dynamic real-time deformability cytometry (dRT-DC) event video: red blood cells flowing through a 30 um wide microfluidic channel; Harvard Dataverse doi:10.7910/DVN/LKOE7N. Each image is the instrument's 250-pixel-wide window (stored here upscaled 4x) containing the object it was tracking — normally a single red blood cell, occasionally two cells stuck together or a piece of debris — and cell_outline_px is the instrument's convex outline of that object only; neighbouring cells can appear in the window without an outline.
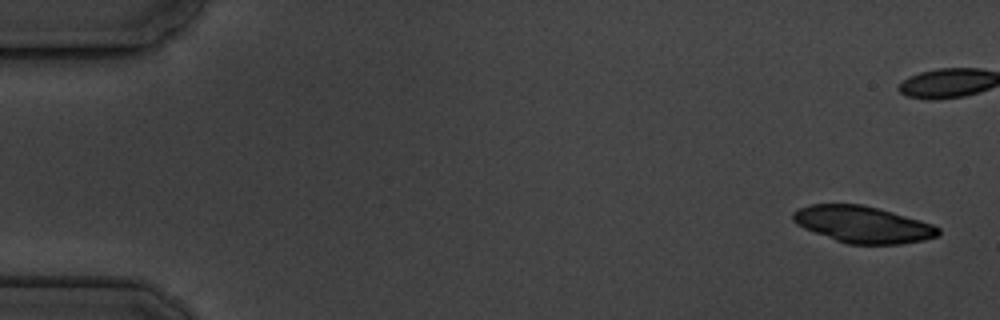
{"species": "common noctule bat (a hibernating species)", "species_latin": "Nyctalus noctula", "temperature_condition": "cold", "stored_images_in_passage": 8, "camera_frame_rate_fps": 3000, "um_per_image_px": 0.085, "animal": {"sex": "male", "body_mass_g": 19.5, "forearm_length_mm": 54.6}, "frame": {"image": 1, "passage_image": 1, "time_ms": 0.0, "image_size_px": [1000, 320], "cell_outline_px": [[940, 232], [936, 236], [924, 240], [900, 244], [848, 244], [836, 240], [804, 228], [796, 224], [792, 220], [792, 212], [800, 208], [812, 204], [860, 204], [892, 212], [920, 220], [932, 224], [940, 228]], "centroid_in_image_um": [73.33, 19.08], "position_along_channel_um": 11.7, "area_um2": 30.75}}
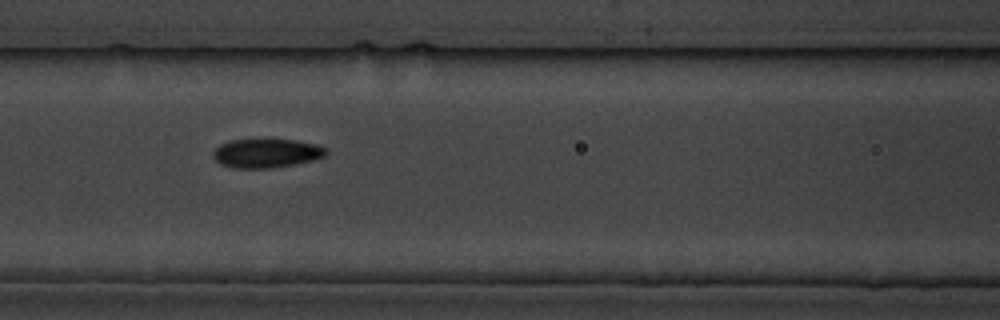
{"frame": {"image": 2, "passage_image": 7, "time_ms": 8.667, "image_size_px": [1000, 320], "cell_outline_px": [[328, 152], [324, 156], [312, 160], [296, 164], [272, 168], [232, 168], [220, 164], [212, 156], [212, 152], [220, 144], [228, 140], [296, 140], [316, 144], [328, 148]], "centroid_in_image_um": [22.64, 13.03], "position_along_channel_um": 144.0, "area_um2": 19.13}}